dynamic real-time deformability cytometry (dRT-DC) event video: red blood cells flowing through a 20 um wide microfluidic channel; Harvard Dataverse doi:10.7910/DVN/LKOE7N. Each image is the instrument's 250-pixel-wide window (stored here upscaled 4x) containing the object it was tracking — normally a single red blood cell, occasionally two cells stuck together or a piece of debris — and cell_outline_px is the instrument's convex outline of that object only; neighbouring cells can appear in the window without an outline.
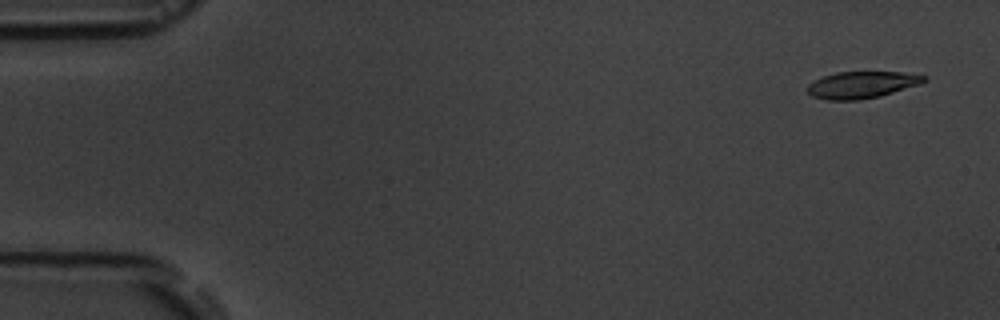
{"species": "common noctule bat (a hibernating species)", "species_latin": "Nyctalus noctula", "temperature_condition": "room temperature", "stored_images_in_passage": 5, "camera_frame_rate_fps": 3000, "um_per_image_px": 0.085, "animal": {"sex": "male", "body_mass_g": 19.5, "forearm_length_mm": 54.6}, "frame": {"image": 1, "passage_image": 1, "time_ms": 0.0, "image_size_px": [1000, 320], "cell_outline_px": [[928, 80], [920, 84], [880, 96], [860, 100], [828, 100], [812, 96], [808, 92], [808, 84], [812, 80], [836, 72], [900, 72], [928, 76]], "centroid_in_image_um": [73.26, 7.21], "position_along_channel_um": 11.7, "area_um2": 18.26}}